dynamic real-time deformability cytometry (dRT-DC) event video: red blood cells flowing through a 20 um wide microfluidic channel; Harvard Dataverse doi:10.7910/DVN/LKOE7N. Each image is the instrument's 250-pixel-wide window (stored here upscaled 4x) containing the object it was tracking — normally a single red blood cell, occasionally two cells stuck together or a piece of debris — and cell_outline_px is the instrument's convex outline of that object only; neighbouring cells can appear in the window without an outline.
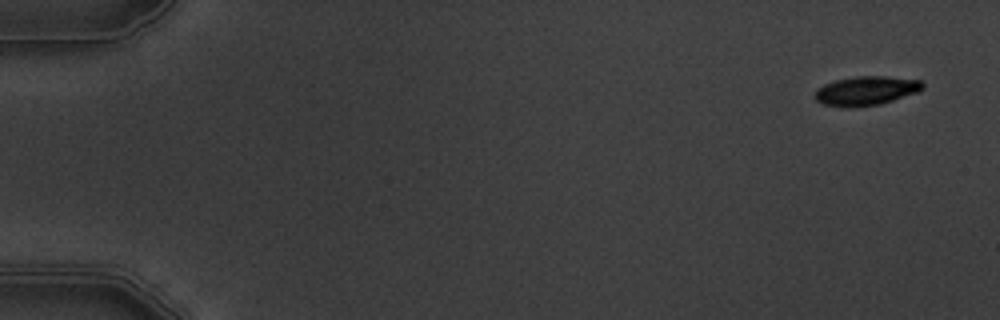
{"species": "common noctule bat (a hibernating species)", "species_latin": "Nyctalus noctula", "temperature_condition": "warm", "stored_images_in_passage": 3, "camera_frame_rate_fps": 3000, "um_per_image_px": 0.085, "animal": {"sex": "male", "body_mass_g": 19.5, "forearm_length_mm": 54.6}, "frame": {"image": 1, "passage_image": 1, "time_ms": 0.0, "image_size_px": [1000, 320], "cell_outline_px": [[924, 88], [916, 92], [880, 104], [848, 108], [844, 108], [824, 104], [816, 100], [816, 88], [824, 84], [836, 80], [856, 76], [888, 76], [920, 80], [924, 84]], "centroid_in_image_um": [73.6, 7.71], "position_along_channel_um": 11.4, "area_um2": 18.21}}